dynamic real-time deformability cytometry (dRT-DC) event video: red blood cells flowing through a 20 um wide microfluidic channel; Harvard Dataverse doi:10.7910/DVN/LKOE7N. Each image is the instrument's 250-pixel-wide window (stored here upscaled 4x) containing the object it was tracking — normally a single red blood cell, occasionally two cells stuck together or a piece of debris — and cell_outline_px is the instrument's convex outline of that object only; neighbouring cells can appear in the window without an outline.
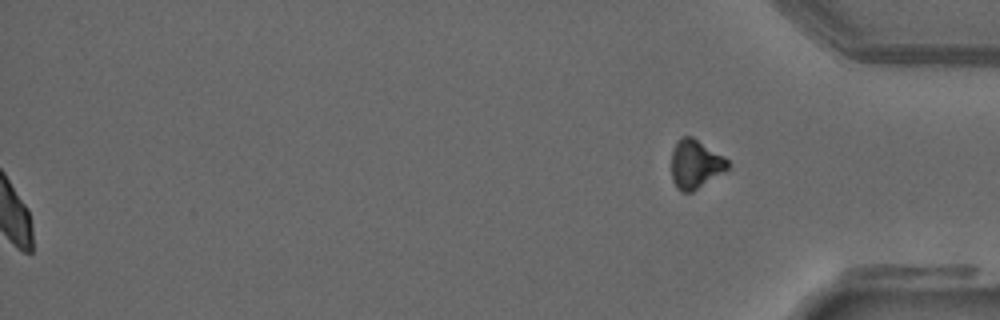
{"species": "common noctule bat (a hibernating species)", "species_latin": "Nyctalus noctula", "temperature_condition": "warm", "stored_images_in_passage": 50, "segment_of_instrument_passage": [2, 2], "camera_frame_rate_fps": 3000, "um_per_image_px": 0.085, "animal": {"sex": "male", "forearm_length_mm": 52.5}, "frame": {"image": 1, "passage_image": 50, "time_ms": 16.333, "image_size_px": [1000, 320], "cell_outline_px": [[732, 164], [724, 172], [692, 192], [680, 192], [676, 188], [672, 180], [672, 152], [680, 136], [692, 136], [724, 156]], "centroid_in_image_um": [59.12, 13.96], "position_along_channel_um": 376.1, "area_um2": 16.13}}